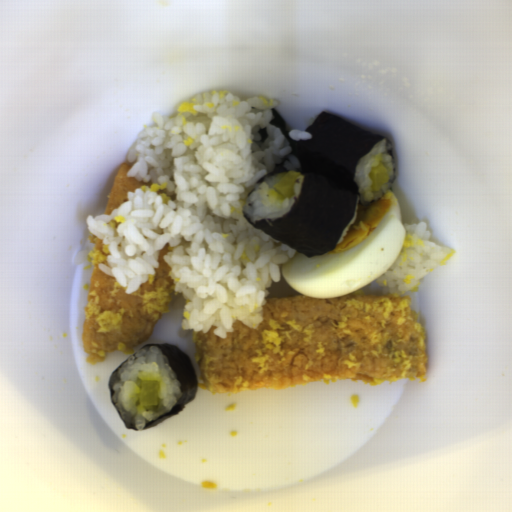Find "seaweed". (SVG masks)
<instances>
[{
  "label": "seaweed",
  "mask_w": 512,
  "mask_h": 512,
  "mask_svg": "<svg viewBox=\"0 0 512 512\" xmlns=\"http://www.w3.org/2000/svg\"><path fill=\"white\" fill-rule=\"evenodd\" d=\"M271 112L270 124L282 131L291 151L256 184L283 172L299 171L302 186L282 218L253 222L248 214L243 216L253 228L308 258L324 255L336 249L344 228L353 220L357 197H361L354 181L359 161L382 140L392 144L387 136L325 111L305 127L310 139L294 140L283 116L274 108ZM389 154L396 173L393 145Z\"/></svg>",
  "instance_id": "1faa68ee"
},
{
  "label": "seaweed",
  "mask_w": 512,
  "mask_h": 512,
  "mask_svg": "<svg viewBox=\"0 0 512 512\" xmlns=\"http://www.w3.org/2000/svg\"><path fill=\"white\" fill-rule=\"evenodd\" d=\"M146 346H155L160 349V351L166 357L174 375L176 376V378L180 384L182 394H181L180 398L177 400V402L170 409L169 412H167L163 415H160L157 418H155L154 420H152L151 422L145 424V426L142 430L136 429L134 427H127V425H126V423H125V421H124V419H123V417L113 399L114 390H113L111 378L116 372L119 371L120 366L128 360V358H129L128 357L122 363H120L108 377V387H109L111 402H112V404H113V406H114V408H115V410H116V412L126 430L143 431V430L153 428V427H156V426L164 423L165 421H167L168 419H170L171 417H173L174 415H176L177 413L182 411L183 408L188 403H190L191 401L196 399L197 393H198V377H197L196 367H195L192 359L188 356V354L184 350H182L175 344H170V343H165V342L164 343L144 344L141 347V349Z\"/></svg>",
  "instance_id": "45ffbabd"
}]
</instances>
